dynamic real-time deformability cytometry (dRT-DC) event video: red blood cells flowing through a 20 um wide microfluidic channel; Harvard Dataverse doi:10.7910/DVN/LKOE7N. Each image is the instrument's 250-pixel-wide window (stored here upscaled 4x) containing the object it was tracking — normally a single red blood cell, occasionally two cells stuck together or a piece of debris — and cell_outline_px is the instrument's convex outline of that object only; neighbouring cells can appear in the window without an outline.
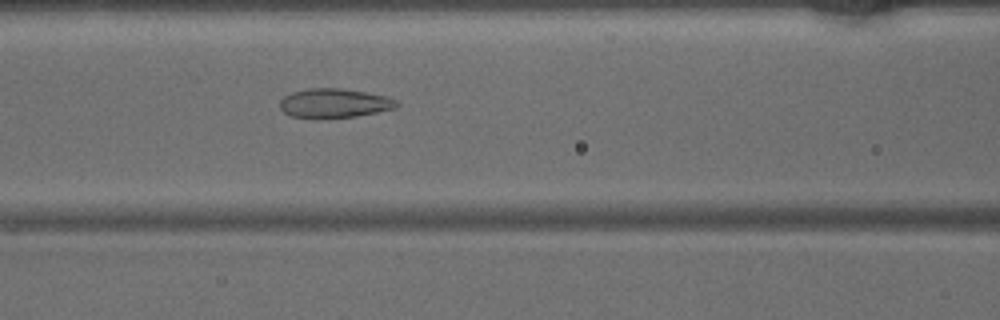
{"species": "common noctule bat (a hibernating species)", "species_latin": "Nyctalus noctula", "temperature_condition": "warm", "stored_images_in_passage": 47, "camera_frame_rate_fps": 3000, "um_per_image_px": 0.085, "animal": {"sex": "male", "body_mass_g": 15.6}, "frame": {"image": 1, "passage_image": 20, "time_ms": 6.333, "image_size_px": [1000, 320], "cell_outline_px": [[400, 104], [396, 108], [356, 116], [320, 120], [292, 116], [284, 112], [280, 108], [280, 100], [284, 96], [292, 92], [308, 88], [344, 88], [388, 96], [396, 100]], "centroid_in_image_um": [28.41, 8.78], "position_along_channel_um": 138.2, "area_um2": 20.35}}
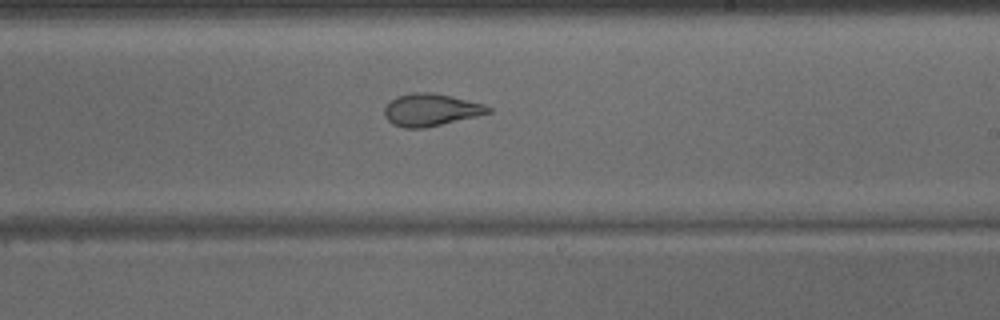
{"frame": {"image": 2, "passage_image": 28, "time_ms": 9.0, "image_size_px": [1000, 320], "cell_outline_px": [[492, 112], [476, 116], [424, 128], [404, 128], [392, 124], [384, 116], [384, 108], [396, 96], [416, 92], [432, 92], [452, 96], [484, 104], [492, 108]], "centroid_in_image_um": [36.61, 9.33], "position_along_channel_um": 252.4, "area_um2": 19.48}}
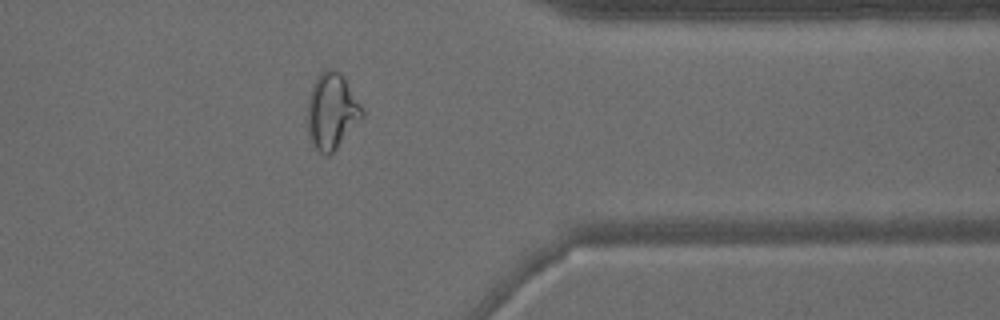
{"frame": {"image": 3, "passage_image": 38, "time_ms": 12.333, "image_size_px": [1000, 320], "cell_outline_px": [[364, 116], [336, 148], [328, 156], [324, 156], [316, 148], [308, 136], [308, 100], [312, 84], [316, 76], [324, 68], [336, 68], [344, 76], [360, 104], [364, 112]], "centroid_in_image_um": [28.19, 9.4], "position_along_channel_um": 383.2, "area_um2": 24.28}}